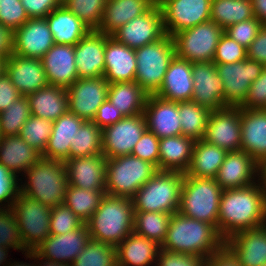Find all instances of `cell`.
Here are the masks:
<instances>
[{"label": "cell", "mask_w": 266, "mask_h": 266, "mask_svg": "<svg viewBox=\"0 0 266 266\" xmlns=\"http://www.w3.org/2000/svg\"><path fill=\"white\" fill-rule=\"evenodd\" d=\"M266 224V190L258 182L243 188L223 190L217 230L226 241L235 233Z\"/></svg>", "instance_id": "1"}, {"label": "cell", "mask_w": 266, "mask_h": 266, "mask_svg": "<svg viewBox=\"0 0 266 266\" xmlns=\"http://www.w3.org/2000/svg\"><path fill=\"white\" fill-rule=\"evenodd\" d=\"M224 243L213 225L177 212L171 216L166 237L160 247L207 258Z\"/></svg>", "instance_id": "2"}, {"label": "cell", "mask_w": 266, "mask_h": 266, "mask_svg": "<svg viewBox=\"0 0 266 266\" xmlns=\"http://www.w3.org/2000/svg\"><path fill=\"white\" fill-rule=\"evenodd\" d=\"M85 224L91 239L117 247L133 232L132 199L106 194Z\"/></svg>", "instance_id": "3"}, {"label": "cell", "mask_w": 266, "mask_h": 266, "mask_svg": "<svg viewBox=\"0 0 266 266\" xmlns=\"http://www.w3.org/2000/svg\"><path fill=\"white\" fill-rule=\"evenodd\" d=\"M24 173L28 180L20 186L22 194L50 207L64 203L68 186L65 161L41 158Z\"/></svg>", "instance_id": "4"}, {"label": "cell", "mask_w": 266, "mask_h": 266, "mask_svg": "<svg viewBox=\"0 0 266 266\" xmlns=\"http://www.w3.org/2000/svg\"><path fill=\"white\" fill-rule=\"evenodd\" d=\"M183 178V173L158 171L131 198L134 211L177 213Z\"/></svg>", "instance_id": "5"}, {"label": "cell", "mask_w": 266, "mask_h": 266, "mask_svg": "<svg viewBox=\"0 0 266 266\" xmlns=\"http://www.w3.org/2000/svg\"><path fill=\"white\" fill-rule=\"evenodd\" d=\"M222 188L213 178L184 175L179 213L207 222L217 229Z\"/></svg>", "instance_id": "6"}, {"label": "cell", "mask_w": 266, "mask_h": 266, "mask_svg": "<svg viewBox=\"0 0 266 266\" xmlns=\"http://www.w3.org/2000/svg\"><path fill=\"white\" fill-rule=\"evenodd\" d=\"M158 168L132 154L106 159V194L132 198Z\"/></svg>", "instance_id": "7"}, {"label": "cell", "mask_w": 266, "mask_h": 266, "mask_svg": "<svg viewBox=\"0 0 266 266\" xmlns=\"http://www.w3.org/2000/svg\"><path fill=\"white\" fill-rule=\"evenodd\" d=\"M137 69L135 82L148 94L161 87L171 59L175 56L172 37L163 38L135 50Z\"/></svg>", "instance_id": "8"}, {"label": "cell", "mask_w": 266, "mask_h": 266, "mask_svg": "<svg viewBox=\"0 0 266 266\" xmlns=\"http://www.w3.org/2000/svg\"><path fill=\"white\" fill-rule=\"evenodd\" d=\"M224 30L211 20L172 36L175 55L189 62H212Z\"/></svg>", "instance_id": "9"}, {"label": "cell", "mask_w": 266, "mask_h": 266, "mask_svg": "<svg viewBox=\"0 0 266 266\" xmlns=\"http://www.w3.org/2000/svg\"><path fill=\"white\" fill-rule=\"evenodd\" d=\"M23 246L34 250L50 236L51 207L20 192L12 205Z\"/></svg>", "instance_id": "10"}, {"label": "cell", "mask_w": 266, "mask_h": 266, "mask_svg": "<svg viewBox=\"0 0 266 266\" xmlns=\"http://www.w3.org/2000/svg\"><path fill=\"white\" fill-rule=\"evenodd\" d=\"M224 86V104L226 107H239L245 100L252 82L262 72L264 65L246 58L228 64H215Z\"/></svg>", "instance_id": "11"}, {"label": "cell", "mask_w": 266, "mask_h": 266, "mask_svg": "<svg viewBox=\"0 0 266 266\" xmlns=\"http://www.w3.org/2000/svg\"><path fill=\"white\" fill-rule=\"evenodd\" d=\"M166 35L161 7L156 2L146 13L116 30L111 37L131 49H138Z\"/></svg>", "instance_id": "12"}, {"label": "cell", "mask_w": 266, "mask_h": 266, "mask_svg": "<svg viewBox=\"0 0 266 266\" xmlns=\"http://www.w3.org/2000/svg\"><path fill=\"white\" fill-rule=\"evenodd\" d=\"M212 0H159L164 28L171 37L188 28L209 21Z\"/></svg>", "instance_id": "13"}, {"label": "cell", "mask_w": 266, "mask_h": 266, "mask_svg": "<svg viewBox=\"0 0 266 266\" xmlns=\"http://www.w3.org/2000/svg\"><path fill=\"white\" fill-rule=\"evenodd\" d=\"M147 129L144 114L125 116L102 130V154L106 158L129 155Z\"/></svg>", "instance_id": "14"}, {"label": "cell", "mask_w": 266, "mask_h": 266, "mask_svg": "<svg viewBox=\"0 0 266 266\" xmlns=\"http://www.w3.org/2000/svg\"><path fill=\"white\" fill-rule=\"evenodd\" d=\"M109 83L104 76L78 78L66 88L69 112L85 121H93L98 108L108 98Z\"/></svg>", "instance_id": "15"}, {"label": "cell", "mask_w": 266, "mask_h": 266, "mask_svg": "<svg viewBox=\"0 0 266 266\" xmlns=\"http://www.w3.org/2000/svg\"><path fill=\"white\" fill-rule=\"evenodd\" d=\"M202 140L212 145H217L226 152L240 150V108L228 106L220 110L211 111Z\"/></svg>", "instance_id": "16"}, {"label": "cell", "mask_w": 266, "mask_h": 266, "mask_svg": "<svg viewBox=\"0 0 266 266\" xmlns=\"http://www.w3.org/2000/svg\"><path fill=\"white\" fill-rule=\"evenodd\" d=\"M193 94L191 101L210 111L225 108L224 86L213 62L192 63Z\"/></svg>", "instance_id": "17"}, {"label": "cell", "mask_w": 266, "mask_h": 266, "mask_svg": "<svg viewBox=\"0 0 266 266\" xmlns=\"http://www.w3.org/2000/svg\"><path fill=\"white\" fill-rule=\"evenodd\" d=\"M46 18H30L14 31V54L41 59L54 45Z\"/></svg>", "instance_id": "18"}, {"label": "cell", "mask_w": 266, "mask_h": 266, "mask_svg": "<svg viewBox=\"0 0 266 266\" xmlns=\"http://www.w3.org/2000/svg\"><path fill=\"white\" fill-rule=\"evenodd\" d=\"M86 224L62 235H51L34 250L43 258L57 263H71L83 251L90 240Z\"/></svg>", "instance_id": "19"}, {"label": "cell", "mask_w": 266, "mask_h": 266, "mask_svg": "<svg viewBox=\"0 0 266 266\" xmlns=\"http://www.w3.org/2000/svg\"><path fill=\"white\" fill-rule=\"evenodd\" d=\"M106 34L90 30L75 46V64L78 78L104 76Z\"/></svg>", "instance_id": "20"}, {"label": "cell", "mask_w": 266, "mask_h": 266, "mask_svg": "<svg viewBox=\"0 0 266 266\" xmlns=\"http://www.w3.org/2000/svg\"><path fill=\"white\" fill-rule=\"evenodd\" d=\"M143 114L147 129L159 139L182 135L178 102L165 100L155 94L148 95Z\"/></svg>", "instance_id": "21"}, {"label": "cell", "mask_w": 266, "mask_h": 266, "mask_svg": "<svg viewBox=\"0 0 266 266\" xmlns=\"http://www.w3.org/2000/svg\"><path fill=\"white\" fill-rule=\"evenodd\" d=\"M256 174L258 163L246 152L237 150L226 153L215 180L222 190L243 188L256 183Z\"/></svg>", "instance_id": "22"}, {"label": "cell", "mask_w": 266, "mask_h": 266, "mask_svg": "<svg viewBox=\"0 0 266 266\" xmlns=\"http://www.w3.org/2000/svg\"><path fill=\"white\" fill-rule=\"evenodd\" d=\"M106 157L103 154L65 161L68 184L82 189L106 191Z\"/></svg>", "instance_id": "23"}, {"label": "cell", "mask_w": 266, "mask_h": 266, "mask_svg": "<svg viewBox=\"0 0 266 266\" xmlns=\"http://www.w3.org/2000/svg\"><path fill=\"white\" fill-rule=\"evenodd\" d=\"M5 73L22 96L49 85L41 59L12 54L6 60Z\"/></svg>", "instance_id": "24"}, {"label": "cell", "mask_w": 266, "mask_h": 266, "mask_svg": "<svg viewBox=\"0 0 266 266\" xmlns=\"http://www.w3.org/2000/svg\"><path fill=\"white\" fill-rule=\"evenodd\" d=\"M41 61L49 85L68 88L78 79L72 45L54 44Z\"/></svg>", "instance_id": "25"}, {"label": "cell", "mask_w": 266, "mask_h": 266, "mask_svg": "<svg viewBox=\"0 0 266 266\" xmlns=\"http://www.w3.org/2000/svg\"><path fill=\"white\" fill-rule=\"evenodd\" d=\"M104 60V77L109 84L135 81L137 61L134 49L106 35Z\"/></svg>", "instance_id": "26"}, {"label": "cell", "mask_w": 266, "mask_h": 266, "mask_svg": "<svg viewBox=\"0 0 266 266\" xmlns=\"http://www.w3.org/2000/svg\"><path fill=\"white\" fill-rule=\"evenodd\" d=\"M241 148L257 163L266 158V109L240 108Z\"/></svg>", "instance_id": "27"}, {"label": "cell", "mask_w": 266, "mask_h": 266, "mask_svg": "<svg viewBox=\"0 0 266 266\" xmlns=\"http://www.w3.org/2000/svg\"><path fill=\"white\" fill-rule=\"evenodd\" d=\"M225 244L236 255L241 266L266 264V224L235 233Z\"/></svg>", "instance_id": "28"}, {"label": "cell", "mask_w": 266, "mask_h": 266, "mask_svg": "<svg viewBox=\"0 0 266 266\" xmlns=\"http://www.w3.org/2000/svg\"><path fill=\"white\" fill-rule=\"evenodd\" d=\"M193 94L192 62L174 56L166 71L163 83L155 93L174 102L191 101Z\"/></svg>", "instance_id": "29"}, {"label": "cell", "mask_w": 266, "mask_h": 266, "mask_svg": "<svg viewBox=\"0 0 266 266\" xmlns=\"http://www.w3.org/2000/svg\"><path fill=\"white\" fill-rule=\"evenodd\" d=\"M84 122V119L69 111L55 120L42 158L60 161L68 160L71 140L74 139L78 128Z\"/></svg>", "instance_id": "30"}, {"label": "cell", "mask_w": 266, "mask_h": 266, "mask_svg": "<svg viewBox=\"0 0 266 266\" xmlns=\"http://www.w3.org/2000/svg\"><path fill=\"white\" fill-rule=\"evenodd\" d=\"M194 143V139L183 135L160 139L158 171L185 174L191 163Z\"/></svg>", "instance_id": "31"}, {"label": "cell", "mask_w": 266, "mask_h": 266, "mask_svg": "<svg viewBox=\"0 0 266 266\" xmlns=\"http://www.w3.org/2000/svg\"><path fill=\"white\" fill-rule=\"evenodd\" d=\"M155 0H107L98 30L111 36L121 26L146 13Z\"/></svg>", "instance_id": "32"}, {"label": "cell", "mask_w": 266, "mask_h": 266, "mask_svg": "<svg viewBox=\"0 0 266 266\" xmlns=\"http://www.w3.org/2000/svg\"><path fill=\"white\" fill-rule=\"evenodd\" d=\"M32 116L54 122L69 111L68 94L64 87L48 85L27 96Z\"/></svg>", "instance_id": "33"}, {"label": "cell", "mask_w": 266, "mask_h": 266, "mask_svg": "<svg viewBox=\"0 0 266 266\" xmlns=\"http://www.w3.org/2000/svg\"><path fill=\"white\" fill-rule=\"evenodd\" d=\"M55 44L75 46L90 29L63 4L46 17Z\"/></svg>", "instance_id": "34"}, {"label": "cell", "mask_w": 266, "mask_h": 266, "mask_svg": "<svg viewBox=\"0 0 266 266\" xmlns=\"http://www.w3.org/2000/svg\"><path fill=\"white\" fill-rule=\"evenodd\" d=\"M159 249L155 241L132 232L116 247L117 266H152Z\"/></svg>", "instance_id": "35"}, {"label": "cell", "mask_w": 266, "mask_h": 266, "mask_svg": "<svg viewBox=\"0 0 266 266\" xmlns=\"http://www.w3.org/2000/svg\"><path fill=\"white\" fill-rule=\"evenodd\" d=\"M42 158V154L28 145L19 135L0 138V163L15 175L26 172Z\"/></svg>", "instance_id": "36"}, {"label": "cell", "mask_w": 266, "mask_h": 266, "mask_svg": "<svg viewBox=\"0 0 266 266\" xmlns=\"http://www.w3.org/2000/svg\"><path fill=\"white\" fill-rule=\"evenodd\" d=\"M226 153L223 148L217 145H212L202 139L196 140L189 169L184 175L194 178L215 179Z\"/></svg>", "instance_id": "37"}, {"label": "cell", "mask_w": 266, "mask_h": 266, "mask_svg": "<svg viewBox=\"0 0 266 266\" xmlns=\"http://www.w3.org/2000/svg\"><path fill=\"white\" fill-rule=\"evenodd\" d=\"M148 94L135 82L109 84L108 100L123 116L143 114Z\"/></svg>", "instance_id": "38"}, {"label": "cell", "mask_w": 266, "mask_h": 266, "mask_svg": "<svg viewBox=\"0 0 266 266\" xmlns=\"http://www.w3.org/2000/svg\"><path fill=\"white\" fill-rule=\"evenodd\" d=\"M251 0H212L210 20L223 30L228 26L254 18Z\"/></svg>", "instance_id": "39"}, {"label": "cell", "mask_w": 266, "mask_h": 266, "mask_svg": "<svg viewBox=\"0 0 266 266\" xmlns=\"http://www.w3.org/2000/svg\"><path fill=\"white\" fill-rule=\"evenodd\" d=\"M182 135L201 140L205 134L210 110L194 101L178 102Z\"/></svg>", "instance_id": "40"}, {"label": "cell", "mask_w": 266, "mask_h": 266, "mask_svg": "<svg viewBox=\"0 0 266 266\" xmlns=\"http://www.w3.org/2000/svg\"><path fill=\"white\" fill-rule=\"evenodd\" d=\"M105 195L106 191L87 190L68 184L64 204L86 223L100 206Z\"/></svg>", "instance_id": "41"}, {"label": "cell", "mask_w": 266, "mask_h": 266, "mask_svg": "<svg viewBox=\"0 0 266 266\" xmlns=\"http://www.w3.org/2000/svg\"><path fill=\"white\" fill-rule=\"evenodd\" d=\"M172 214L163 212L134 211L133 232L162 245Z\"/></svg>", "instance_id": "42"}, {"label": "cell", "mask_w": 266, "mask_h": 266, "mask_svg": "<svg viewBox=\"0 0 266 266\" xmlns=\"http://www.w3.org/2000/svg\"><path fill=\"white\" fill-rule=\"evenodd\" d=\"M102 154V129L93 121H85L70 144L69 159Z\"/></svg>", "instance_id": "43"}, {"label": "cell", "mask_w": 266, "mask_h": 266, "mask_svg": "<svg viewBox=\"0 0 266 266\" xmlns=\"http://www.w3.org/2000/svg\"><path fill=\"white\" fill-rule=\"evenodd\" d=\"M32 116L27 96L10 103L0 112V136H17L24 123Z\"/></svg>", "instance_id": "44"}, {"label": "cell", "mask_w": 266, "mask_h": 266, "mask_svg": "<svg viewBox=\"0 0 266 266\" xmlns=\"http://www.w3.org/2000/svg\"><path fill=\"white\" fill-rule=\"evenodd\" d=\"M71 266H117L116 247L90 239Z\"/></svg>", "instance_id": "45"}, {"label": "cell", "mask_w": 266, "mask_h": 266, "mask_svg": "<svg viewBox=\"0 0 266 266\" xmlns=\"http://www.w3.org/2000/svg\"><path fill=\"white\" fill-rule=\"evenodd\" d=\"M107 0H65L62 4L90 30H98Z\"/></svg>", "instance_id": "46"}, {"label": "cell", "mask_w": 266, "mask_h": 266, "mask_svg": "<svg viewBox=\"0 0 266 266\" xmlns=\"http://www.w3.org/2000/svg\"><path fill=\"white\" fill-rule=\"evenodd\" d=\"M53 122L31 116L21 128L19 136L31 147L43 154L52 132Z\"/></svg>", "instance_id": "47"}, {"label": "cell", "mask_w": 266, "mask_h": 266, "mask_svg": "<svg viewBox=\"0 0 266 266\" xmlns=\"http://www.w3.org/2000/svg\"><path fill=\"white\" fill-rule=\"evenodd\" d=\"M85 223L64 203L51 207L50 234L62 235L81 228Z\"/></svg>", "instance_id": "48"}, {"label": "cell", "mask_w": 266, "mask_h": 266, "mask_svg": "<svg viewBox=\"0 0 266 266\" xmlns=\"http://www.w3.org/2000/svg\"><path fill=\"white\" fill-rule=\"evenodd\" d=\"M0 246L26 251L20 235L19 225L11 208L0 209Z\"/></svg>", "instance_id": "49"}, {"label": "cell", "mask_w": 266, "mask_h": 266, "mask_svg": "<svg viewBox=\"0 0 266 266\" xmlns=\"http://www.w3.org/2000/svg\"><path fill=\"white\" fill-rule=\"evenodd\" d=\"M246 58L247 49L223 33L220 36L212 62L214 64H230L244 61Z\"/></svg>", "instance_id": "50"}, {"label": "cell", "mask_w": 266, "mask_h": 266, "mask_svg": "<svg viewBox=\"0 0 266 266\" xmlns=\"http://www.w3.org/2000/svg\"><path fill=\"white\" fill-rule=\"evenodd\" d=\"M28 19L20 0H0V24L15 31Z\"/></svg>", "instance_id": "51"}, {"label": "cell", "mask_w": 266, "mask_h": 266, "mask_svg": "<svg viewBox=\"0 0 266 266\" xmlns=\"http://www.w3.org/2000/svg\"><path fill=\"white\" fill-rule=\"evenodd\" d=\"M262 25L263 24L254 17L252 19L228 26L224 30V33L244 48L248 49L252 41L257 37Z\"/></svg>", "instance_id": "52"}, {"label": "cell", "mask_w": 266, "mask_h": 266, "mask_svg": "<svg viewBox=\"0 0 266 266\" xmlns=\"http://www.w3.org/2000/svg\"><path fill=\"white\" fill-rule=\"evenodd\" d=\"M17 180L19 181L18 175H15L0 163V206H3L2 203L5 202L6 207L3 206L4 209L12 208V205L20 194V185L17 183ZM6 202H8V205ZM3 207H0V209H3Z\"/></svg>", "instance_id": "53"}, {"label": "cell", "mask_w": 266, "mask_h": 266, "mask_svg": "<svg viewBox=\"0 0 266 266\" xmlns=\"http://www.w3.org/2000/svg\"><path fill=\"white\" fill-rule=\"evenodd\" d=\"M160 139L146 129L139 141L135 144L132 155L154 164L158 168Z\"/></svg>", "instance_id": "54"}, {"label": "cell", "mask_w": 266, "mask_h": 266, "mask_svg": "<svg viewBox=\"0 0 266 266\" xmlns=\"http://www.w3.org/2000/svg\"><path fill=\"white\" fill-rule=\"evenodd\" d=\"M156 262L155 266H205L206 258L168 251L160 247Z\"/></svg>", "instance_id": "55"}, {"label": "cell", "mask_w": 266, "mask_h": 266, "mask_svg": "<svg viewBox=\"0 0 266 266\" xmlns=\"http://www.w3.org/2000/svg\"><path fill=\"white\" fill-rule=\"evenodd\" d=\"M239 108L266 109V66L261 75L251 83L247 96Z\"/></svg>", "instance_id": "56"}, {"label": "cell", "mask_w": 266, "mask_h": 266, "mask_svg": "<svg viewBox=\"0 0 266 266\" xmlns=\"http://www.w3.org/2000/svg\"><path fill=\"white\" fill-rule=\"evenodd\" d=\"M29 19L45 18L62 3L59 0H20Z\"/></svg>", "instance_id": "57"}, {"label": "cell", "mask_w": 266, "mask_h": 266, "mask_svg": "<svg viewBox=\"0 0 266 266\" xmlns=\"http://www.w3.org/2000/svg\"><path fill=\"white\" fill-rule=\"evenodd\" d=\"M123 114L108 99L98 108L93 122L102 130L123 118Z\"/></svg>", "instance_id": "58"}, {"label": "cell", "mask_w": 266, "mask_h": 266, "mask_svg": "<svg viewBox=\"0 0 266 266\" xmlns=\"http://www.w3.org/2000/svg\"><path fill=\"white\" fill-rule=\"evenodd\" d=\"M247 58L266 66V25H262L257 37L247 49Z\"/></svg>", "instance_id": "59"}, {"label": "cell", "mask_w": 266, "mask_h": 266, "mask_svg": "<svg viewBox=\"0 0 266 266\" xmlns=\"http://www.w3.org/2000/svg\"><path fill=\"white\" fill-rule=\"evenodd\" d=\"M205 266H241L236 255L224 243L218 250L206 258Z\"/></svg>", "instance_id": "60"}, {"label": "cell", "mask_w": 266, "mask_h": 266, "mask_svg": "<svg viewBox=\"0 0 266 266\" xmlns=\"http://www.w3.org/2000/svg\"><path fill=\"white\" fill-rule=\"evenodd\" d=\"M20 97H22L21 93L15 88L10 77L4 73L0 77V112L6 110L10 103L15 102Z\"/></svg>", "instance_id": "61"}, {"label": "cell", "mask_w": 266, "mask_h": 266, "mask_svg": "<svg viewBox=\"0 0 266 266\" xmlns=\"http://www.w3.org/2000/svg\"><path fill=\"white\" fill-rule=\"evenodd\" d=\"M14 53V31L0 24V57L9 58Z\"/></svg>", "instance_id": "62"}, {"label": "cell", "mask_w": 266, "mask_h": 266, "mask_svg": "<svg viewBox=\"0 0 266 266\" xmlns=\"http://www.w3.org/2000/svg\"><path fill=\"white\" fill-rule=\"evenodd\" d=\"M254 16L266 25V0H251Z\"/></svg>", "instance_id": "63"}, {"label": "cell", "mask_w": 266, "mask_h": 266, "mask_svg": "<svg viewBox=\"0 0 266 266\" xmlns=\"http://www.w3.org/2000/svg\"><path fill=\"white\" fill-rule=\"evenodd\" d=\"M24 254L26 255V258H30V259H34V260L37 259V261L40 259H41V261L45 260V261H42L43 265L40 264V265H36V266H71V265L66 264V263H57V262H54L53 260L43 258L35 250H26Z\"/></svg>", "instance_id": "64"}, {"label": "cell", "mask_w": 266, "mask_h": 266, "mask_svg": "<svg viewBox=\"0 0 266 266\" xmlns=\"http://www.w3.org/2000/svg\"><path fill=\"white\" fill-rule=\"evenodd\" d=\"M258 176V181L256 182H259L266 190V158L258 163Z\"/></svg>", "instance_id": "65"}, {"label": "cell", "mask_w": 266, "mask_h": 266, "mask_svg": "<svg viewBox=\"0 0 266 266\" xmlns=\"http://www.w3.org/2000/svg\"><path fill=\"white\" fill-rule=\"evenodd\" d=\"M8 249L9 248H7V247L0 246V265H2L4 261L7 262L6 261V258H7L6 255H8V253H7V252H9Z\"/></svg>", "instance_id": "66"}, {"label": "cell", "mask_w": 266, "mask_h": 266, "mask_svg": "<svg viewBox=\"0 0 266 266\" xmlns=\"http://www.w3.org/2000/svg\"><path fill=\"white\" fill-rule=\"evenodd\" d=\"M6 58L0 57V77L5 73L6 70Z\"/></svg>", "instance_id": "67"}, {"label": "cell", "mask_w": 266, "mask_h": 266, "mask_svg": "<svg viewBox=\"0 0 266 266\" xmlns=\"http://www.w3.org/2000/svg\"><path fill=\"white\" fill-rule=\"evenodd\" d=\"M7 266H35L34 264L32 265H30L29 263L28 264H25V263H23V262H21V263H19V262H17L16 263V261L14 262V263H11V265H10V263H9V265H7Z\"/></svg>", "instance_id": "68"}]
</instances>
